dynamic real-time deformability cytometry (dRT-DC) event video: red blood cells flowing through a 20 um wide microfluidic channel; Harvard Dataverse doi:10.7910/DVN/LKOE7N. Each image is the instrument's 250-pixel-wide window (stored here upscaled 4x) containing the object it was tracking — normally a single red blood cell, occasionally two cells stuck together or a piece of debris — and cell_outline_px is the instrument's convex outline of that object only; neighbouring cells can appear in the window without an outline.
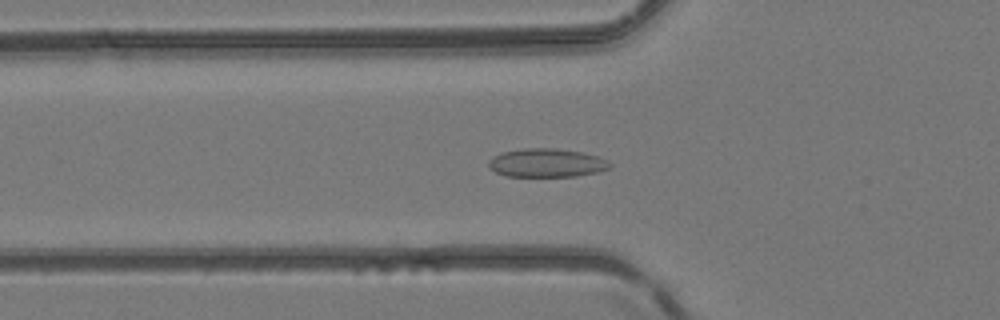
{"species": "common noctule bat (a hibernating species)", "species_latin": "Nyctalus noctula", "temperature_condition": "room temperature", "stored_images_in_passage": 35, "camera_frame_rate_fps": 3000, "um_per_image_px": 0.085, "animal": {"sex": "female", "body_mass_g": 24.6, "forearm_length_mm": 56.2}, "frame": {"image": 1, "passage_image": 3, "time_ms": 0.667, "image_size_px": [1000, 320], "cell_outline_px": [[612, 164], [608, 168], [600, 172], [576, 176], [508, 176], [496, 172], [488, 168], [488, 160], [492, 156], [504, 152], [524, 148], [556, 148], [580, 152], [596, 156], [608, 160]], "centroid_in_image_um": [46.45, 13.84], "position_along_channel_um": 79.3, "area_um2": 20.17}}
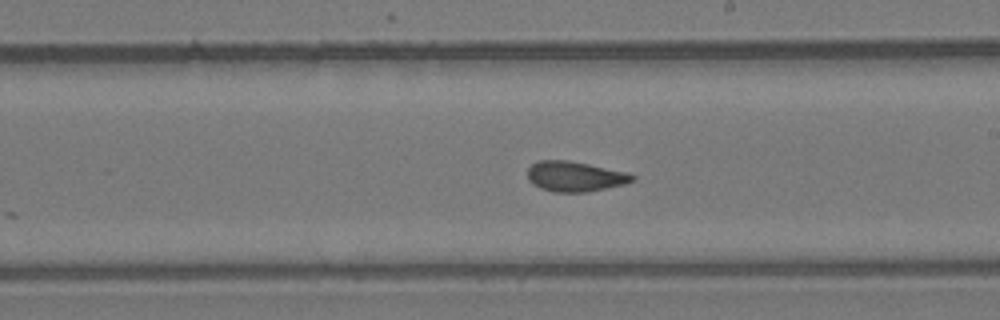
{"frame": {"image": 2, "passage_image": 14, "time_ms": 4.333, "image_size_px": [1000, 320], "cell_outline_px": [[636, 180], [624, 184], [584, 192], [552, 192], [540, 188], [532, 184], [528, 180], [528, 168], [532, 164], [540, 160], [568, 160], [628, 172], [636, 176]], "centroid_in_image_um": [48.87, 14.99], "position_along_channel_um": 240.1, "area_um2": 18.44}}
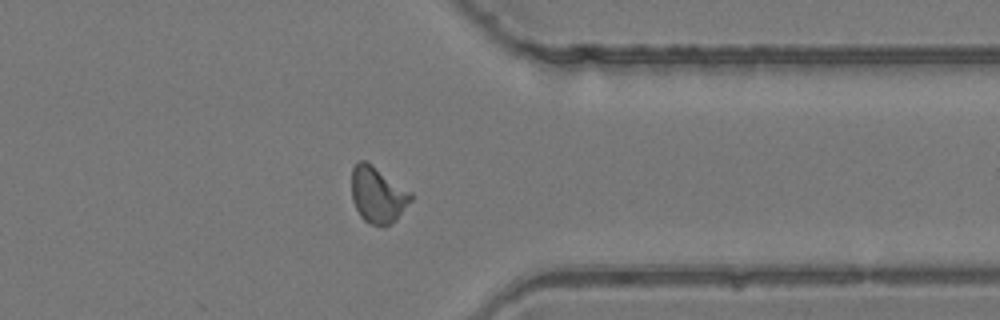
{"frame": {"image": 3, "passage_image": 24, "time_ms": 7.667, "image_size_px": [1000, 320], "cell_outline_px": [[412, 200], [396, 220], [388, 224], [368, 224], [360, 216], [352, 200], [352, 168], [360, 160], [364, 160], [412, 192]], "centroid_in_image_um": [32.1, 16.56], "position_along_channel_um": 379.3, "area_um2": 19.07}}